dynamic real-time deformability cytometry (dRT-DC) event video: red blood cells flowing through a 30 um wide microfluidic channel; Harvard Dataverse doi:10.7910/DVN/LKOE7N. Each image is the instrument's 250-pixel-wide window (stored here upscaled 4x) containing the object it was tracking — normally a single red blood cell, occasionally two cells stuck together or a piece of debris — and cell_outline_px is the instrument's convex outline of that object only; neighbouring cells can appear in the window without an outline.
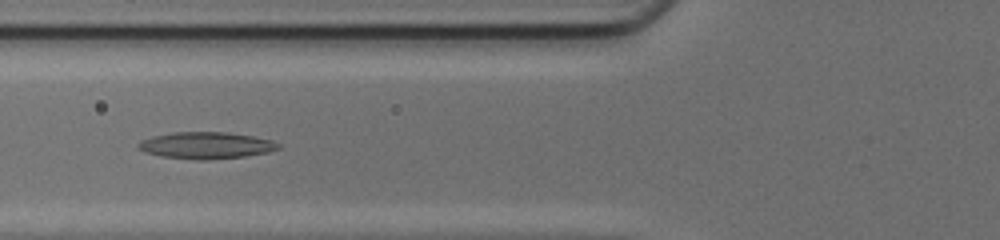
{"species": "common noctule bat (a hibernating species)", "species_latin": "Nyctalus noctula", "temperature_condition": "cold", "stored_images_in_passage": 41, "camera_frame_rate_fps": 3000, "um_per_image_px": 0.085, "animal": {"sex": "female", "body_mass_g": 17.0, "forearm_length_mm": 48.0}, "frame": {"image": 1, "passage_image": 11, "time_ms": 3.333, "image_size_px": [1000, 240], "cell_outline_px": [[280, 148], [268, 152], [244, 156], [208, 160], [196, 160], [160, 156], [144, 152], [136, 148], [136, 144], [140, 140], [152, 136], [172, 132], [228, 132], [252, 136], [272, 140], [280, 144]], "centroid_in_image_um": [17.46, 12.36], "position_along_channel_um": 108.3, "area_um2": 22.02}}
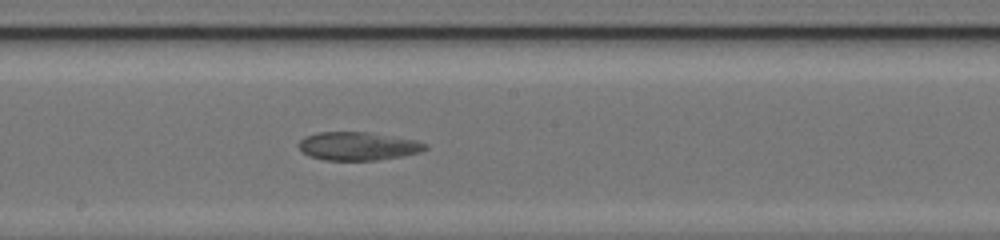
{"frame": {"image": 2, "passage_image": 19, "time_ms": 6.0, "image_size_px": [1000, 240], "cell_outline_px": [[428, 148], [420, 152], [404, 156], [376, 160], [324, 160], [308, 156], [300, 148], [300, 140], [304, 136], [316, 132], [368, 132], [416, 140], [428, 144]], "centroid_in_image_um": [30.45, 12.42], "position_along_channel_um": 217.8, "area_um2": 20.92}}
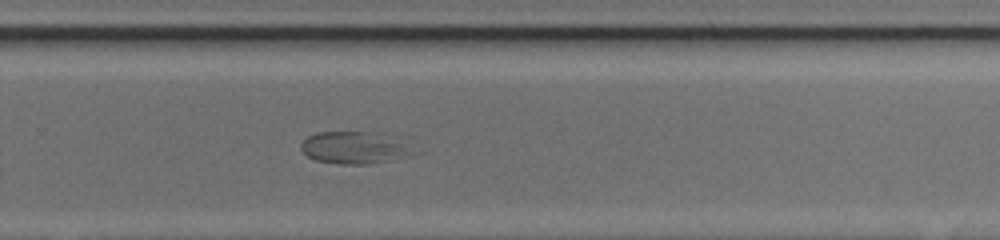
{"frame": {"image": 3, "passage_image": 25, "time_ms": 8.0, "image_size_px": [1000, 240], "cell_outline_px": [[400, 148], [388, 160], [368, 164], [336, 164], [316, 160], [308, 156], [300, 148], [300, 144], [308, 136], [316, 132], [380, 132], [400, 136]], "centroid_in_image_um": [29.83, 12.51], "position_along_channel_um": 300.0, "area_um2": 19.77}}